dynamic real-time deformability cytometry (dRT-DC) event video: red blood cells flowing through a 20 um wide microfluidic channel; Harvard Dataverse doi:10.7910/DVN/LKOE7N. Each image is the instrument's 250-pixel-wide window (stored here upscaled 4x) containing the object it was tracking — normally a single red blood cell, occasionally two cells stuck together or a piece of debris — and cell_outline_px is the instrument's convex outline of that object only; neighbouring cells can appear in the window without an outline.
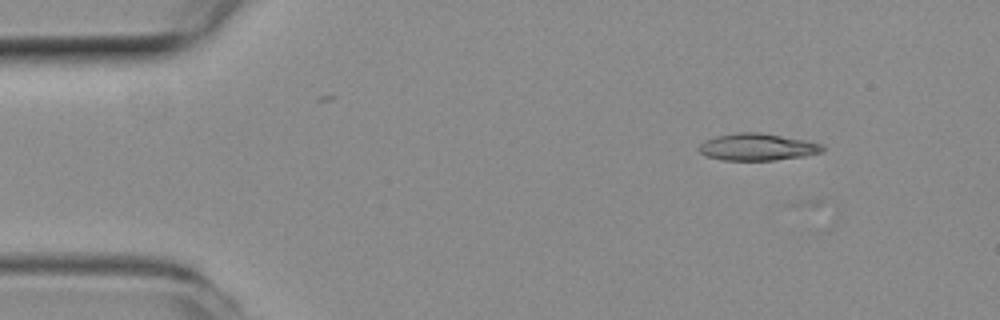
{"species": "common noctule bat (a hibernating species)", "species_latin": "Nyctalus noctula", "temperature_condition": "room temperature", "stored_images_in_passage": 2, "camera_frame_rate_fps": 3000, "um_per_image_px": 0.085, "animal": {"sex": "female", "body_mass_g": 19.3, "forearm_length_mm": 54.1}, "frame": {"image": 1, "passage_image": 1, "time_ms": 0.0, "image_size_px": [1000, 320], "cell_outline_px": [[824, 148], [820, 152], [804, 156], [772, 160], [720, 160], [704, 156], [700, 152], [700, 144], [704, 140], [716, 136], [736, 132], [760, 132], [804, 140], [824, 144]], "centroid_in_image_um": [64.34, 12.49], "position_along_channel_um": 20.7, "area_um2": 19.42}}